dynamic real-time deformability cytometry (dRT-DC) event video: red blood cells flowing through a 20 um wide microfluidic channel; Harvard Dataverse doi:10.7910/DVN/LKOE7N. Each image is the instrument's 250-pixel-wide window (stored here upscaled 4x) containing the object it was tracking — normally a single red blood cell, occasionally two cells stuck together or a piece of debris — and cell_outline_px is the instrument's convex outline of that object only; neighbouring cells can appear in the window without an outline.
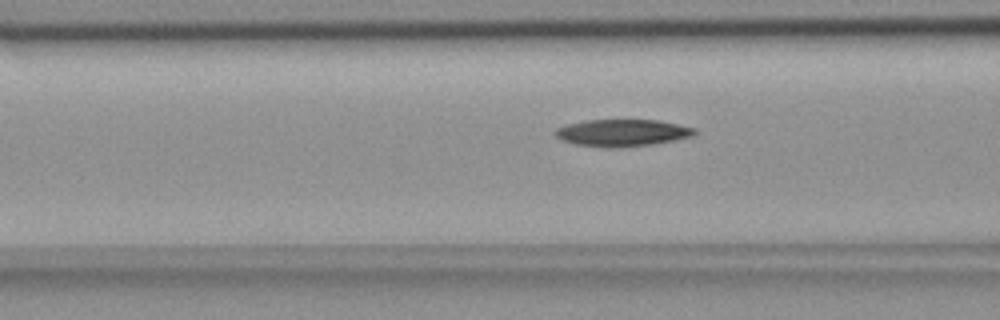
{"species": "common noctule bat (a hibernating species)", "species_latin": "Nyctalus noctula", "temperature_condition": "room temperature", "stored_images_in_passage": 44, "camera_frame_rate_fps": 3000, "um_per_image_px": 0.085, "animal": {"sex": "female", "body_mass_g": 18.4}, "frame": {"image": 1, "passage_image": 10, "time_ms": 3.0, "image_size_px": [1000, 320], "cell_outline_px": [[696, 132], [692, 136], [652, 144], [616, 148], [608, 148], [576, 144], [560, 140], [552, 132], [556, 128], [564, 124], [584, 120], [660, 120], [696, 128]], "centroid_in_image_um": [52.83, 11.28], "position_along_channel_um": 113.8, "area_um2": 22.08}}
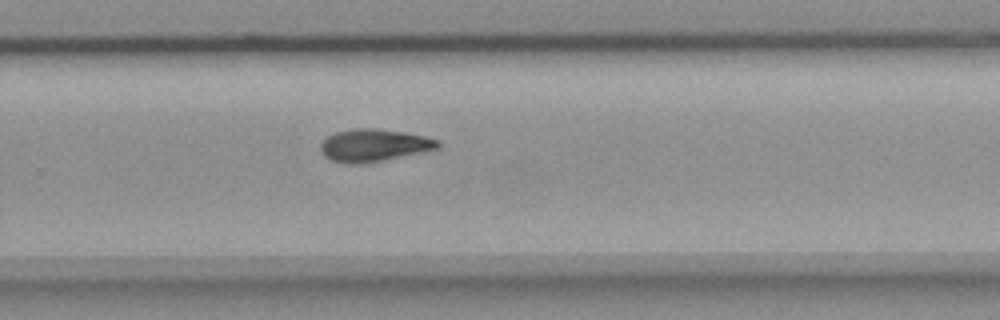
{"frame": {"image": 2, "passage_image": 25, "time_ms": 8.0, "image_size_px": [1000, 320], "cell_outline_px": [[440, 148], [360, 164], [348, 164], [332, 160], [324, 156], [320, 152], [320, 144], [328, 136], [336, 132], [352, 128], [376, 128], [404, 132], [424, 136], [440, 140]], "centroid_in_image_um": [31.75, 12.33], "position_along_channel_um": 298.0, "area_um2": 22.02}}
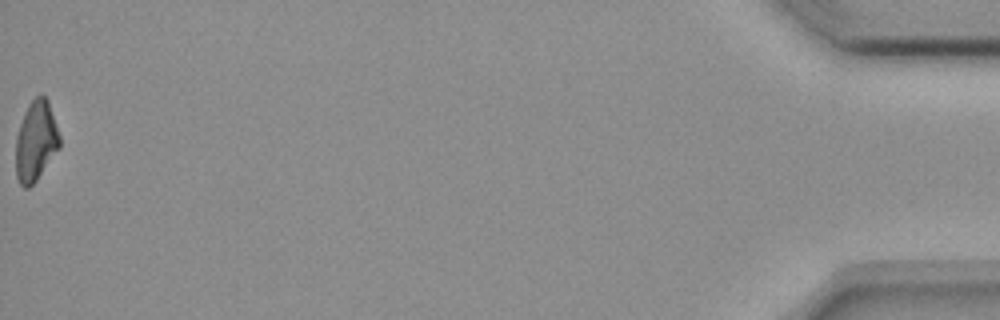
{"frame": {"image": 3, "passage_image": 44, "time_ms": 14.333, "image_size_px": [1000, 320], "cell_outline_px": [[60, 148], [36, 180], [28, 188], [24, 188], [20, 184], [16, 176], [16, 136], [24, 112], [28, 104], [40, 92], [48, 100], [60, 136]], "centroid_in_image_um": [3.05, 11.98], "position_along_channel_um": 432.2, "area_um2": 20.52}}